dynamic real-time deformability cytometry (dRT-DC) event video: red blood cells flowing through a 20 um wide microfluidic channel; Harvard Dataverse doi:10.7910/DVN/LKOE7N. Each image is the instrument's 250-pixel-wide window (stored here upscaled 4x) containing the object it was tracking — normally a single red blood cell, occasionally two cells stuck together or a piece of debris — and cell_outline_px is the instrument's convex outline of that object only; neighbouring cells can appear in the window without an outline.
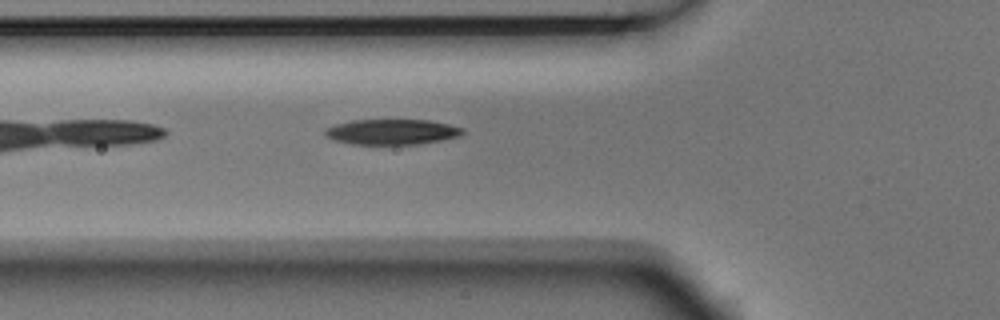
{"species": "Egyptian fruit bat (a non-hibernating species)", "species_latin": "Rousettus aegyptiacus", "temperature_condition": "room temperature", "stored_images_in_passage": 6, "camera_frame_rate_fps": 3000, "um_per_image_px": 0.085, "animal": {"sex": "male"}, "frame": {"image": 1, "passage_image": 6, "time_ms": 1.667, "image_size_px": [1000, 320], "cell_outline_px": [[464, 132], [460, 136], [420, 144], [352, 144], [332, 140], [324, 136], [324, 128], [332, 124], [352, 120], [428, 120], [448, 124], [464, 128]], "centroid_in_image_um": [33.24, 11.21], "position_along_channel_um": 92.6, "area_um2": 20.58}}